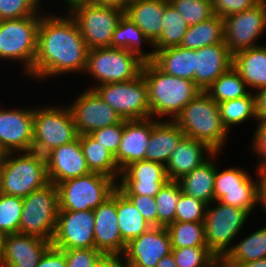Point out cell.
<instances>
[{
  "instance_id": "obj_1",
  "label": "cell",
  "mask_w": 266,
  "mask_h": 267,
  "mask_svg": "<svg viewBox=\"0 0 266 267\" xmlns=\"http://www.w3.org/2000/svg\"><path fill=\"white\" fill-rule=\"evenodd\" d=\"M87 55L86 43L68 12L64 16L44 13L38 28L34 65L26 76L40 82L61 74H84Z\"/></svg>"
},
{
  "instance_id": "obj_2",
  "label": "cell",
  "mask_w": 266,
  "mask_h": 267,
  "mask_svg": "<svg viewBox=\"0 0 266 267\" xmlns=\"http://www.w3.org/2000/svg\"><path fill=\"white\" fill-rule=\"evenodd\" d=\"M141 74L147 85L150 117L156 120H174L202 91L194 81L168 75L152 61L144 62Z\"/></svg>"
},
{
  "instance_id": "obj_3",
  "label": "cell",
  "mask_w": 266,
  "mask_h": 267,
  "mask_svg": "<svg viewBox=\"0 0 266 267\" xmlns=\"http://www.w3.org/2000/svg\"><path fill=\"white\" fill-rule=\"evenodd\" d=\"M185 136L222 153L229 132L223 126L219 105L205 92L194 97L173 120Z\"/></svg>"
},
{
  "instance_id": "obj_4",
  "label": "cell",
  "mask_w": 266,
  "mask_h": 267,
  "mask_svg": "<svg viewBox=\"0 0 266 267\" xmlns=\"http://www.w3.org/2000/svg\"><path fill=\"white\" fill-rule=\"evenodd\" d=\"M0 168L3 194L25 198L50 183L45 156L38 152L5 153Z\"/></svg>"
},
{
  "instance_id": "obj_5",
  "label": "cell",
  "mask_w": 266,
  "mask_h": 267,
  "mask_svg": "<svg viewBox=\"0 0 266 267\" xmlns=\"http://www.w3.org/2000/svg\"><path fill=\"white\" fill-rule=\"evenodd\" d=\"M75 20L87 49L110 47L113 33L125 14L124 9L115 6L97 5L84 0L66 7Z\"/></svg>"
},
{
  "instance_id": "obj_6",
  "label": "cell",
  "mask_w": 266,
  "mask_h": 267,
  "mask_svg": "<svg viewBox=\"0 0 266 267\" xmlns=\"http://www.w3.org/2000/svg\"><path fill=\"white\" fill-rule=\"evenodd\" d=\"M79 133L69 106L34 107L32 151L45 156L61 145L75 141Z\"/></svg>"
},
{
  "instance_id": "obj_7",
  "label": "cell",
  "mask_w": 266,
  "mask_h": 267,
  "mask_svg": "<svg viewBox=\"0 0 266 267\" xmlns=\"http://www.w3.org/2000/svg\"><path fill=\"white\" fill-rule=\"evenodd\" d=\"M0 21V59L19 61L27 75L37 53L38 28L42 15Z\"/></svg>"
},
{
  "instance_id": "obj_8",
  "label": "cell",
  "mask_w": 266,
  "mask_h": 267,
  "mask_svg": "<svg viewBox=\"0 0 266 267\" xmlns=\"http://www.w3.org/2000/svg\"><path fill=\"white\" fill-rule=\"evenodd\" d=\"M144 62L137 54L125 49L103 47L88 50L84 74L97 83L87 88L133 80L141 75Z\"/></svg>"
},
{
  "instance_id": "obj_9",
  "label": "cell",
  "mask_w": 266,
  "mask_h": 267,
  "mask_svg": "<svg viewBox=\"0 0 266 267\" xmlns=\"http://www.w3.org/2000/svg\"><path fill=\"white\" fill-rule=\"evenodd\" d=\"M60 210H94L118 188V182L101 173L91 172L58 183Z\"/></svg>"
},
{
  "instance_id": "obj_10",
  "label": "cell",
  "mask_w": 266,
  "mask_h": 267,
  "mask_svg": "<svg viewBox=\"0 0 266 267\" xmlns=\"http://www.w3.org/2000/svg\"><path fill=\"white\" fill-rule=\"evenodd\" d=\"M250 216L245 209L219 201L207 205L204 220L206 245L219 260L233 247Z\"/></svg>"
},
{
  "instance_id": "obj_11",
  "label": "cell",
  "mask_w": 266,
  "mask_h": 267,
  "mask_svg": "<svg viewBox=\"0 0 266 267\" xmlns=\"http://www.w3.org/2000/svg\"><path fill=\"white\" fill-rule=\"evenodd\" d=\"M57 186L49 183L23 198L19 233L52 241L59 214Z\"/></svg>"
},
{
  "instance_id": "obj_12",
  "label": "cell",
  "mask_w": 266,
  "mask_h": 267,
  "mask_svg": "<svg viewBox=\"0 0 266 267\" xmlns=\"http://www.w3.org/2000/svg\"><path fill=\"white\" fill-rule=\"evenodd\" d=\"M94 90L122 119L150 118L147 85L142 74L130 81L98 85Z\"/></svg>"
},
{
  "instance_id": "obj_13",
  "label": "cell",
  "mask_w": 266,
  "mask_h": 267,
  "mask_svg": "<svg viewBox=\"0 0 266 267\" xmlns=\"http://www.w3.org/2000/svg\"><path fill=\"white\" fill-rule=\"evenodd\" d=\"M256 180L244 168L228 167L218 170L216 167L214 198L215 201L247 210L253 214L258 204V172Z\"/></svg>"
},
{
  "instance_id": "obj_14",
  "label": "cell",
  "mask_w": 266,
  "mask_h": 267,
  "mask_svg": "<svg viewBox=\"0 0 266 267\" xmlns=\"http://www.w3.org/2000/svg\"><path fill=\"white\" fill-rule=\"evenodd\" d=\"M224 42L229 51L236 52L260 46L257 40L266 31V0L254 7L224 18Z\"/></svg>"
},
{
  "instance_id": "obj_15",
  "label": "cell",
  "mask_w": 266,
  "mask_h": 267,
  "mask_svg": "<svg viewBox=\"0 0 266 267\" xmlns=\"http://www.w3.org/2000/svg\"><path fill=\"white\" fill-rule=\"evenodd\" d=\"M51 243L58 249L95 248L94 210H59Z\"/></svg>"
},
{
  "instance_id": "obj_16",
  "label": "cell",
  "mask_w": 266,
  "mask_h": 267,
  "mask_svg": "<svg viewBox=\"0 0 266 267\" xmlns=\"http://www.w3.org/2000/svg\"><path fill=\"white\" fill-rule=\"evenodd\" d=\"M86 90L76 96L68 106L72 112L79 135L120 123L123 119L105 103L94 89Z\"/></svg>"
},
{
  "instance_id": "obj_17",
  "label": "cell",
  "mask_w": 266,
  "mask_h": 267,
  "mask_svg": "<svg viewBox=\"0 0 266 267\" xmlns=\"http://www.w3.org/2000/svg\"><path fill=\"white\" fill-rule=\"evenodd\" d=\"M34 107L0 106V148L5 152L32 151Z\"/></svg>"
},
{
  "instance_id": "obj_18",
  "label": "cell",
  "mask_w": 266,
  "mask_h": 267,
  "mask_svg": "<svg viewBox=\"0 0 266 267\" xmlns=\"http://www.w3.org/2000/svg\"><path fill=\"white\" fill-rule=\"evenodd\" d=\"M168 181L165 165L141 160L130 163L121 171L118 188L124 194L155 197Z\"/></svg>"
},
{
  "instance_id": "obj_19",
  "label": "cell",
  "mask_w": 266,
  "mask_h": 267,
  "mask_svg": "<svg viewBox=\"0 0 266 267\" xmlns=\"http://www.w3.org/2000/svg\"><path fill=\"white\" fill-rule=\"evenodd\" d=\"M171 252L166 227H151L126 245L123 256L129 267H155L161 258Z\"/></svg>"
},
{
  "instance_id": "obj_20",
  "label": "cell",
  "mask_w": 266,
  "mask_h": 267,
  "mask_svg": "<svg viewBox=\"0 0 266 267\" xmlns=\"http://www.w3.org/2000/svg\"><path fill=\"white\" fill-rule=\"evenodd\" d=\"M45 160L49 182L55 185L91 173L79 137L48 152Z\"/></svg>"
},
{
  "instance_id": "obj_21",
  "label": "cell",
  "mask_w": 266,
  "mask_h": 267,
  "mask_svg": "<svg viewBox=\"0 0 266 267\" xmlns=\"http://www.w3.org/2000/svg\"><path fill=\"white\" fill-rule=\"evenodd\" d=\"M95 248L104 254L123 255L126 243L122 240L116 211V190L94 209Z\"/></svg>"
},
{
  "instance_id": "obj_22",
  "label": "cell",
  "mask_w": 266,
  "mask_h": 267,
  "mask_svg": "<svg viewBox=\"0 0 266 267\" xmlns=\"http://www.w3.org/2000/svg\"><path fill=\"white\" fill-rule=\"evenodd\" d=\"M51 241L34 235L9 234L0 255V262L10 267H37Z\"/></svg>"
},
{
  "instance_id": "obj_23",
  "label": "cell",
  "mask_w": 266,
  "mask_h": 267,
  "mask_svg": "<svg viewBox=\"0 0 266 267\" xmlns=\"http://www.w3.org/2000/svg\"><path fill=\"white\" fill-rule=\"evenodd\" d=\"M233 65V54L226 43L205 46L195 50V83L207 88Z\"/></svg>"
},
{
  "instance_id": "obj_24",
  "label": "cell",
  "mask_w": 266,
  "mask_h": 267,
  "mask_svg": "<svg viewBox=\"0 0 266 267\" xmlns=\"http://www.w3.org/2000/svg\"><path fill=\"white\" fill-rule=\"evenodd\" d=\"M215 153L206 143L184 136L166 164L169 181H178Z\"/></svg>"
},
{
  "instance_id": "obj_25",
  "label": "cell",
  "mask_w": 266,
  "mask_h": 267,
  "mask_svg": "<svg viewBox=\"0 0 266 267\" xmlns=\"http://www.w3.org/2000/svg\"><path fill=\"white\" fill-rule=\"evenodd\" d=\"M151 130L152 117L142 120L124 119L123 135L115 155L120 171L132 162L145 160Z\"/></svg>"
},
{
  "instance_id": "obj_26",
  "label": "cell",
  "mask_w": 266,
  "mask_h": 267,
  "mask_svg": "<svg viewBox=\"0 0 266 267\" xmlns=\"http://www.w3.org/2000/svg\"><path fill=\"white\" fill-rule=\"evenodd\" d=\"M184 136V132L173 120L152 118V130L146 148L145 160L166 166L172 151Z\"/></svg>"
},
{
  "instance_id": "obj_27",
  "label": "cell",
  "mask_w": 266,
  "mask_h": 267,
  "mask_svg": "<svg viewBox=\"0 0 266 267\" xmlns=\"http://www.w3.org/2000/svg\"><path fill=\"white\" fill-rule=\"evenodd\" d=\"M219 154L221 152H215L201 166L194 168L177 181L183 194L201 200L207 205L215 201L214 183L217 165L214 164L216 160L214 158L220 156Z\"/></svg>"
},
{
  "instance_id": "obj_28",
  "label": "cell",
  "mask_w": 266,
  "mask_h": 267,
  "mask_svg": "<svg viewBox=\"0 0 266 267\" xmlns=\"http://www.w3.org/2000/svg\"><path fill=\"white\" fill-rule=\"evenodd\" d=\"M232 66L250 90L259 91L266 87V46L260 45L236 52Z\"/></svg>"
},
{
  "instance_id": "obj_29",
  "label": "cell",
  "mask_w": 266,
  "mask_h": 267,
  "mask_svg": "<svg viewBox=\"0 0 266 267\" xmlns=\"http://www.w3.org/2000/svg\"><path fill=\"white\" fill-rule=\"evenodd\" d=\"M124 11L152 44L159 39L162 34L164 0H140L128 5Z\"/></svg>"
},
{
  "instance_id": "obj_30",
  "label": "cell",
  "mask_w": 266,
  "mask_h": 267,
  "mask_svg": "<svg viewBox=\"0 0 266 267\" xmlns=\"http://www.w3.org/2000/svg\"><path fill=\"white\" fill-rule=\"evenodd\" d=\"M152 62L168 75L195 82V50L168 47L156 51Z\"/></svg>"
},
{
  "instance_id": "obj_31",
  "label": "cell",
  "mask_w": 266,
  "mask_h": 267,
  "mask_svg": "<svg viewBox=\"0 0 266 267\" xmlns=\"http://www.w3.org/2000/svg\"><path fill=\"white\" fill-rule=\"evenodd\" d=\"M228 253L220 260V267H235L237 264L260 260L266 257V225L238 238ZM241 239V240H240Z\"/></svg>"
},
{
  "instance_id": "obj_32",
  "label": "cell",
  "mask_w": 266,
  "mask_h": 267,
  "mask_svg": "<svg viewBox=\"0 0 266 267\" xmlns=\"http://www.w3.org/2000/svg\"><path fill=\"white\" fill-rule=\"evenodd\" d=\"M145 42L148 46L152 47V50L148 52L143 50ZM110 47L133 52L144 61H152L155 56L153 44L142 30L125 14L120 19L113 33Z\"/></svg>"
},
{
  "instance_id": "obj_33",
  "label": "cell",
  "mask_w": 266,
  "mask_h": 267,
  "mask_svg": "<svg viewBox=\"0 0 266 267\" xmlns=\"http://www.w3.org/2000/svg\"><path fill=\"white\" fill-rule=\"evenodd\" d=\"M116 211L121 237L126 244L152 227L119 188L116 189Z\"/></svg>"
},
{
  "instance_id": "obj_34",
  "label": "cell",
  "mask_w": 266,
  "mask_h": 267,
  "mask_svg": "<svg viewBox=\"0 0 266 267\" xmlns=\"http://www.w3.org/2000/svg\"><path fill=\"white\" fill-rule=\"evenodd\" d=\"M79 139L90 171L107 175L118 182L121 171L118 168L115 155L89 134L79 135Z\"/></svg>"
},
{
  "instance_id": "obj_35",
  "label": "cell",
  "mask_w": 266,
  "mask_h": 267,
  "mask_svg": "<svg viewBox=\"0 0 266 267\" xmlns=\"http://www.w3.org/2000/svg\"><path fill=\"white\" fill-rule=\"evenodd\" d=\"M224 18L214 15L210 19L188 26L180 47L197 50L205 46L224 43Z\"/></svg>"
},
{
  "instance_id": "obj_36",
  "label": "cell",
  "mask_w": 266,
  "mask_h": 267,
  "mask_svg": "<svg viewBox=\"0 0 266 267\" xmlns=\"http://www.w3.org/2000/svg\"><path fill=\"white\" fill-rule=\"evenodd\" d=\"M218 105L222 124L229 134L232 128L250 121L248 119L258 120L254 92H250L242 98L220 102Z\"/></svg>"
},
{
  "instance_id": "obj_37",
  "label": "cell",
  "mask_w": 266,
  "mask_h": 267,
  "mask_svg": "<svg viewBox=\"0 0 266 267\" xmlns=\"http://www.w3.org/2000/svg\"><path fill=\"white\" fill-rule=\"evenodd\" d=\"M162 23V34L153 44L154 52L168 47L180 46L188 29V24L184 17L169 3L168 0H164Z\"/></svg>"
},
{
  "instance_id": "obj_38",
  "label": "cell",
  "mask_w": 266,
  "mask_h": 267,
  "mask_svg": "<svg viewBox=\"0 0 266 267\" xmlns=\"http://www.w3.org/2000/svg\"><path fill=\"white\" fill-rule=\"evenodd\" d=\"M233 66L216 79L205 91L217 104L242 98L251 91Z\"/></svg>"
},
{
  "instance_id": "obj_39",
  "label": "cell",
  "mask_w": 266,
  "mask_h": 267,
  "mask_svg": "<svg viewBox=\"0 0 266 267\" xmlns=\"http://www.w3.org/2000/svg\"><path fill=\"white\" fill-rule=\"evenodd\" d=\"M172 248L207 246L204 222L175 221L166 227Z\"/></svg>"
},
{
  "instance_id": "obj_40",
  "label": "cell",
  "mask_w": 266,
  "mask_h": 267,
  "mask_svg": "<svg viewBox=\"0 0 266 267\" xmlns=\"http://www.w3.org/2000/svg\"><path fill=\"white\" fill-rule=\"evenodd\" d=\"M182 193L177 181H168L155 196L158 227H167L175 222L176 205Z\"/></svg>"
},
{
  "instance_id": "obj_41",
  "label": "cell",
  "mask_w": 266,
  "mask_h": 267,
  "mask_svg": "<svg viewBox=\"0 0 266 267\" xmlns=\"http://www.w3.org/2000/svg\"><path fill=\"white\" fill-rule=\"evenodd\" d=\"M177 267H220V260L207 246L172 248Z\"/></svg>"
},
{
  "instance_id": "obj_42",
  "label": "cell",
  "mask_w": 266,
  "mask_h": 267,
  "mask_svg": "<svg viewBox=\"0 0 266 267\" xmlns=\"http://www.w3.org/2000/svg\"><path fill=\"white\" fill-rule=\"evenodd\" d=\"M23 198L3 194L0 196V230L6 234L19 233Z\"/></svg>"
},
{
  "instance_id": "obj_43",
  "label": "cell",
  "mask_w": 266,
  "mask_h": 267,
  "mask_svg": "<svg viewBox=\"0 0 266 267\" xmlns=\"http://www.w3.org/2000/svg\"><path fill=\"white\" fill-rule=\"evenodd\" d=\"M169 3L184 17L188 26L206 21L215 15L213 0H169Z\"/></svg>"
},
{
  "instance_id": "obj_44",
  "label": "cell",
  "mask_w": 266,
  "mask_h": 267,
  "mask_svg": "<svg viewBox=\"0 0 266 267\" xmlns=\"http://www.w3.org/2000/svg\"><path fill=\"white\" fill-rule=\"evenodd\" d=\"M44 0H0V21L40 15ZM40 7V8H39Z\"/></svg>"
},
{
  "instance_id": "obj_45",
  "label": "cell",
  "mask_w": 266,
  "mask_h": 267,
  "mask_svg": "<svg viewBox=\"0 0 266 267\" xmlns=\"http://www.w3.org/2000/svg\"><path fill=\"white\" fill-rule=\"evenodd\" d=\"M207 204L181 193L176 205L175 221L204 222Z\"/></svg>"
},
{
  "instance_id": "obj_46",
  "label": "cell",
  "mask_w": 266,
  "mask_h": 267,
  "mask_svg": "<svg viewBox=\"0 0 266 267\" xmlns=\"http://www.w3.org/2000/svg\"><path fill=\"white\" fill-rule=\"evenodd\" d=\"M123 130L124 119L118 124L94 130L89 135L116 155L122 139Z\"/></svg>"
},
{
  "instance_id": "obj_47",
  "label": "cell",
  "mask_w": 266,
  "mask_h": 267,
  "mask_svg": "<svg viewBox=\"0 0 266 267\" xmlns=\"http://www.w3.org/2000/svg\"><path fill=\"white\" fill-rule=\"evenodd\" d=\"M64 251L66 267H95L104 255L96 248L89 249H61Z\"/></svg>"
},
{
  "instance_id": "obj_48",
  "label": "cell",
  "mask_w": 266,
  "mask_h": 267,
  "mask_svg": "<svg viewBox=\"0 0 266 267\" xmlns=\"http://www.w3.org/2000/svg\"><path fill=\"white\" fill-rule=\"evenodd\" d=\"M256 126L250 144L252 153L258 157L254 173L266 171V120H258Z\"/></svg>"
},
{
  "instance_id": "obj_49",
  "label": "cell",
  "mask_w": 266,
  "mask_h": 267,
  "mask_svg": "<svg viewBox=\"0 0 266 267\" xmlns=\"http://www.w3.org/2000/svg\"><path fill=\"white\" fill-rule=\"evenodd\" d=\"M125 195L134 203L138 211L152 227H158V214L155 197L139 194Z\"/></svg>"
},
{
  "instance_id": "obj_50",
  "label": "cell",
  "mask_w": 266,
  "mask_h": 267,
  "mask_svg": "<svg viewBox=\"0 0 266 267\" xmlns=\"http://www.w3.org/2000/svg\"><path fill=\"white\" fill-rule=\"evenodd\" d=\"M261 0H213L215 15L226 18L229 15L239 13L254 7Z\"/></svg>"
},
{
  "instance_id": "obj_51",
  "label": "cell",
  "mask_w": 266,
  "mask_h": 267,
  "mask_svg": "<svg viewBox=\"0 0 266 267\" xmlns=\"http://www.w3.org/2000/svg\"><path fill=\"white\" fill-rule=\"evenodd\" d=\"M37 267H66L64 251L51 245L41 257Z\"/></svg>"
},
{
  "instance_id": "obj_52",
  "label": "cell",
  "mask_w": 266,
  "mask_h": 267,
  "mask_svg": "<svg viewBox=\"0 0 266 267\" xmlns=\"http://www.w3.org/2000/svg\"><path fill=\"white\" fill-rule=\"evenodd\" d=\"M95 267H129L123 255L104 254Z\"/></svg>"
},
{
  "instance_id": "obj_53",
  "label": "cell",
  "mask_w": 266,
  "mask_h": 267,
  "mask_svg": "<svg viewBox=\"0 0 266 267\" xmlns=\"http://www.w3.org/2000/svg\"><path fill=\"white\" fill-rule=\"evenodd\" d=\"M258 204L261 211L266 213V171L258 172Z\"/></svg>"
},
{
  "instance_id": "obj_54",
  "label": "cell",
  "mask_w": 266,
  "mask_h": 267,
  "mask_svg": "<svg viewBox=\"0 0 266 267\" xmlns=\"http://www.w3.org/2000/svg\"><path fill=\"white\" fill-rule=\"evenodd\" d=\"M258 120H266V87L255 93Z\"/></svg>"
},
{
  "instance_id": "obj_55",
  "label": "cell",
  "mask_w": 266,
  "mask_h": 267,
  "mask_svg": "<svg viewBox=\"0 0 266 267\" xmlns=\"http://www.w3.org/2000/svg\"><path fill=\"white\" fill-rule=\"evenodd\" d=\"M92 4L115 6L123 9V0H84Z\"/></svg>"
},
{
  "instance_id": "obj_56",
  "label": "cell",
  "mask_w": 266,
  "mask_h": 267,
  "mask_svg": "<svg viewBox=\"0 0 266 267\" xmlns=\"http://www.w3.org/2000/svg\"><path fill=\"white\" fill-rule=\"evenodd\" d=\"M155 267H177V265L172 253H170L167 256L161 258Z\"/></svg>"
},
{
  "instance_id": "obj_57",
  "label": "cell",
  "mask_w": 266,
  "mask_h": 267,
  "mask_svg": "<svg viewBox=\"0 0 266 267\" xmlns=\"http://www.w3.org/2000/svg\"><path fill=\"white\" fill-rule=\"evenodd\" d=\"M235 267H266V257L260 260L237 264Z\"/></svg>"
},
{
  "instance_id": "obj_58",
  "label": "cell",
  "mask_w": 266,
  "mask_h": 267,
  "mask_svg": "<svg viewBox=\"0 0 266 267\" xmlns=\"http://www.w3.org/2000/svg\"><path fill=\"white\" fill-rule=\"evenodd\" d=\"M5 237H6V234H4V233L0 230V255H1L2 250H3V247H4Z\"/></svg>"
},
{
  "instance_id": "obj_59",
  "label": "cell",
  "mask_w": 266,
  "mask_h": 267,
  "mask_svg": "<svg viewBox=\"0 0 266 267\" xmlns=\"http://www.w3.org/2000/svg\"><path fill=\"white\" fill-rule=\"evenodd\" d=\"M138 1L140 0H123V9H125L128 5Z\"/></svg>"
},
{
  "instance_id": "obj_60",
  "label": "cell",
  "mask_w": 266,
  "mask_h": 267,
  "mask_svg": "<svg viewBox=\"0 0 266 267\" xmlns=\"http://www.w3.org/2000/svg\"><path fill=\"white\" fill-rule=\"evenodd\" d=\"M3 195L2 173L0 168V196Z\"/></svg>"
},
{
  "instance_id": "obj_61",
  "label": "cell",
  "mask_w": 266,
  "mask_h": 267,
  "mask_svg": "<svg viewBox=\"0 0 266 267\" xmlns=\"http://www.w3.org/2000/svg\"><path fill=\"white\" fill-rule=\"evenodd\" d=\"M5 152L0 148V167L4 158Z\"/></svg>"
},
{
  "instance_id": "obj_62",
  "label": "cell",
  "mask_w": 266,
  "mask_h": 267,
  "mask_svg": "<svg viewBox=\"0 0 266 267\" xmlns=\"http://www.w3.org/2000/svg\"><path fill=\"white\" fill-rule=\"evenodd\" d=\"M64 1H65L64 3H66V5L68 6L71 3L76 2V1H80V0H64Z\"/></svg>"
},
{
  "instance_id": "obj_63",
  "label": "cell",
  "mask_w": 266,
  "mask_h": 267,
  "mask_svg": "<svg viewBox=\"0 0 266 267\" xmlns=\"http://www.w3.org/2000/svg\"><path fill=\"white\" fill-rule=\"evenodd\" d=\"M0 267H10V266L0 262Z\"/></svg>"
}]
</instances>
